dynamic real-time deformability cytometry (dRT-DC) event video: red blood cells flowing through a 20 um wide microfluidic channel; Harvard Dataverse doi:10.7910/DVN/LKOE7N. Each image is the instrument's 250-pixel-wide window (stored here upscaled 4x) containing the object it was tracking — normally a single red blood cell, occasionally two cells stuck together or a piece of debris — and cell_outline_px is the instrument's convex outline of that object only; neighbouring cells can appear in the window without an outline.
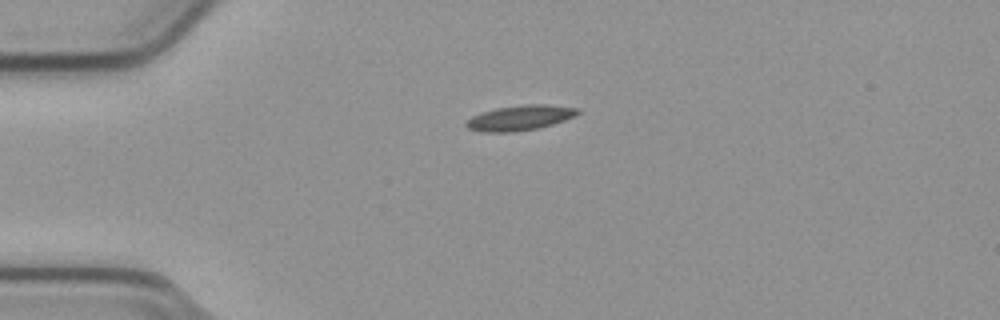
{"species": "common noctule bat (a hibernating species)", "species_latin": "Nyctalus noctula", "temperature_condition": "cold", "stored_images_in_passage": 34, "camera_frame_rate_fps": 3000, "um_per_image_px": 0.085, "animal": {"sex": "male", "body_mass_g": 23.1, "forearm_length_mm": 52.7}, "frame": {"image": 1, "passage_image": 1, "time_ms": 0.0, "image_size_px": [1000, 320], "cell_outline_px": [[580, 112], [576, 116], [540, 128], [512, 132], [484, 132], [468, 128], [464, 124], [472, 116], [480, 112], [496, 108], [524, 104], [548, 104], [580, 108]], "centroid_in_image_um": [44.22, 10.0], "position_along_channel_um": 40.8, "area_um2": 16.47}}
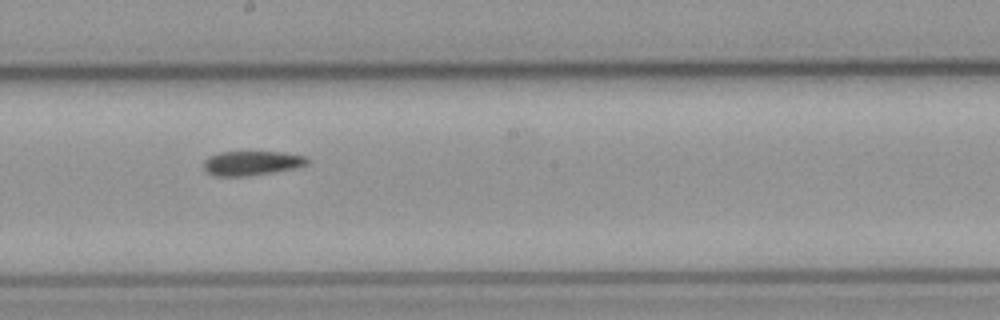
{"frame": {"image": 2, "passage_image": 18, "time_ms": 5.667, "image_size_px": [1000, 320], "cell_outline_px": [[308, 164], [296, 168], [248, 176], [216, 176], [208, 172], [204, 168], [204, 160], [208, 156], [220, 152], [284, 152], [308, 156]], "centroid_in_image_um": [21.42, 13.86], "position_along_channel_um": 226.8, "area_um2": 14.8}}
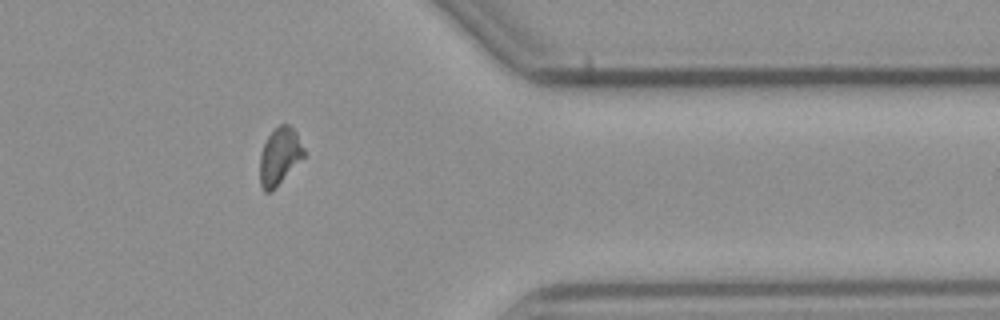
{"frame": {"image": 3, "passage_image": 32, "time_ms": 10.333, "image_size_px": [1000, 320], "cell_outline_px": [[304, 156], [272, 192], [264, 192], [260, 184], [260, 152], [268, 136], [280, 124], [288, 124], [296, 132], [304, 148]], "centroid_in_image_um": [23.75, 13.3], "position_along_channel_um": 387.7, "area_um2": 14.51}, "authors_computed_cell_mechanics": {"area_um2": 15.4904, "velocity_mm_per_s": 3.7859, "shape_relaxation_time_tau1_ms": null, "shape_relaxation_time_tau2_ms": 10.8306, "deformation_change_tau1": null, "deformation_change_tau2": 0.1739}}